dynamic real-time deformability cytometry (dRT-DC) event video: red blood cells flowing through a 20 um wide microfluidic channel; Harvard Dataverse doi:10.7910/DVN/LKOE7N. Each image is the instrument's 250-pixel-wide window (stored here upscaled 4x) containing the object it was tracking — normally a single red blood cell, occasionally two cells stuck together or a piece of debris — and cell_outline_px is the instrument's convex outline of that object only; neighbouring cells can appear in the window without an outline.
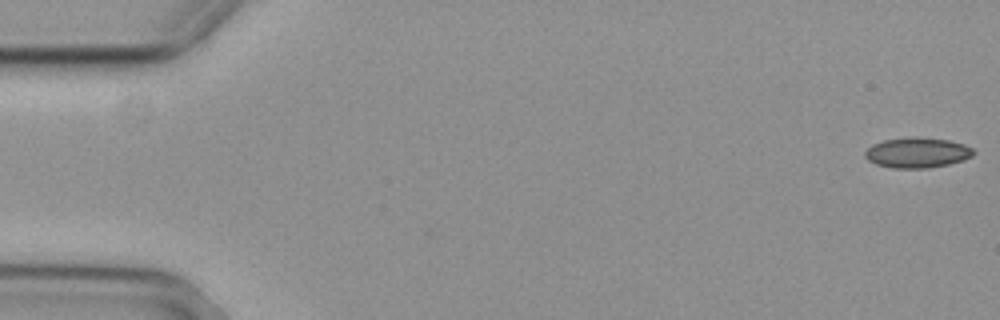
{"species": "common noctule bat (a hibernating species)", "species_latin": "Nyctalus noctula", "temperature_condition": "cold", "stored_images_in_passage": 16, "camera_frame_rate_fps": 3000, "um_per_image_px": 0.085, "animal": {"sex": "female", "body_mass_g": 29.2, "forearm_length_mm": 56.3}, "frame": {"image": 1, "passage_image": 1, "time_ms": 0.0, "image_size_px": [1000, 320], "cell_outline_px": [[976, 152], [972, 156], [964, 160], [948, 164], [928, 168], [892, 168], [876, 164], [868, 160], [864, 156], [864, 152], [872, 144], [884, 140], [916, 136], [948, 140], [964, 144], [972, 148]], "centroid_in_image_um": [77.96, 12.97], "position_along_channel_um": 7.0, "area_um2": 19.25}}
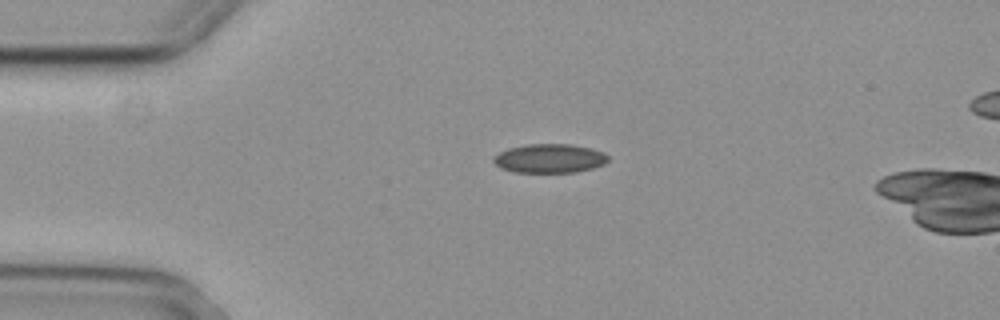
{"frame": {"image": 2, "passage_image": 13, "time_ms": 4.0, "image_size_px": [1000, 320], "cell_outline_px": [[608, 160], [604, 164], [592, 168], [576, 172], [516, 172], [500, 168], [492, 160], [492, 156], [508, 148], [528, 144], [572, 144], [592, 148], [604, 152], [608, 156]], "centroid_in_image_um": [46.71, 13.46], "position_along_channel_um": 38.3, "area_um2": 19.42}}